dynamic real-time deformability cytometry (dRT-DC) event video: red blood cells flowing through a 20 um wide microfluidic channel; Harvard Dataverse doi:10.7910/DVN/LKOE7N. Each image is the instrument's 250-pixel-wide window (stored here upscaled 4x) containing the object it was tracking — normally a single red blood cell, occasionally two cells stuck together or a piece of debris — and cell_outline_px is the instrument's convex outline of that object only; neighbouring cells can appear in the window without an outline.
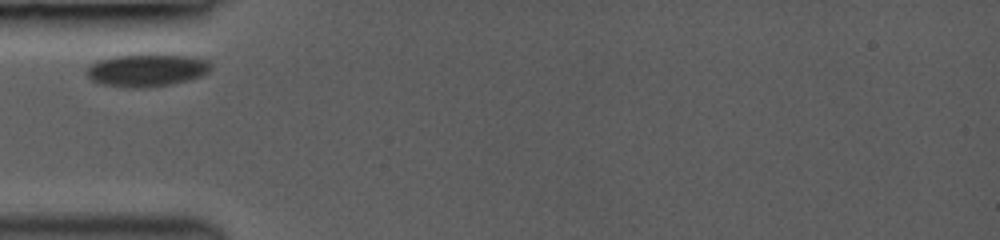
{"species": "common noctule bat (a hibernating species)", "species_latin": "Nyctalus noctula", "temperature_condition": "room temperature", "stored_images_in_passage": 3, "camera_frame_rate_fps": 3000, "um_per_image_px": 0.085, "animal": {"sex": "female", "body_mass_g": 19.0, "forearm_length_mm": 53.3}, "frame": {"image": 1, "passage_image": 1, "time_ms": 0.0, "image_size_px": [1000, 240], "cell_outline_px": [[212, 68], [208, 72], [200, 76], [188, 80], [168, 84], [144, 88], [128, 88], [100, 84], [92, 80], [88, 76], [88, 64], [96, 60], [112, 56], [152, 52], [192, 56], [208, 60], [212, 64]], "centroid_in_image_um": [12.48, 5.92], "position_along_channel_um": 72.5, "area_um2": 24.39}}